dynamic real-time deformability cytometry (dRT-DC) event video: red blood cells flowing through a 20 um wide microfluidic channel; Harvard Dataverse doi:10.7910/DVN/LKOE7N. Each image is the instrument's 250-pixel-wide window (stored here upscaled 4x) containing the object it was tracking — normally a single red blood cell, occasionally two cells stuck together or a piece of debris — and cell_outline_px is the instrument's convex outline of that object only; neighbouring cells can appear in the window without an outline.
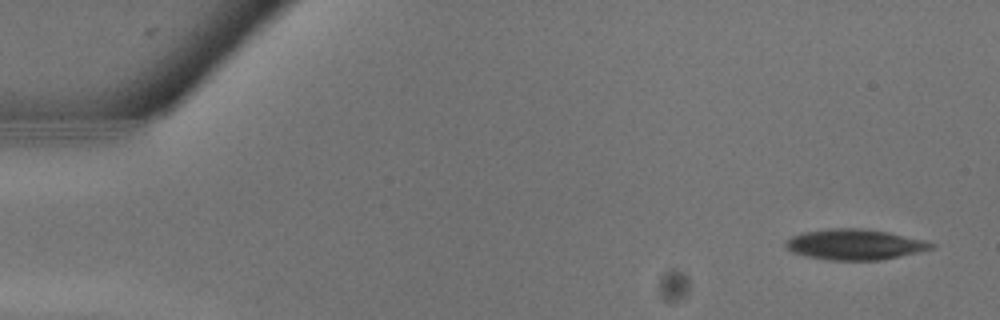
{"species": "common noctule bat (a hibernating species)", "species_latin": "Nyctalus noctula", "temperature_condition": "warm", "stored_images_in_passage": 12, "camera_frame_rate_fps": 3000, "um_per_image_px": 0.085, "animal": {"sex": "male", "body_mass_g": 13.3}, "frame": {"image": 1, "passage_image": 2, "time_ms": 0.333, "image_size_px": [1000, 320], "cell_outline_px": [[936, 248], [900, 256], [880, 260], [828, 260], [804, 256], [792, 252], [784, 244], [784, 240], [792, 236], [804, 232], [828, 228], [864, 228], [888, 232], [928, 240], [936, 244]], "centroid_in_image_um": [72.68, 20.77], "position_along_channel_um": 12.3, "area_um2": 26.3}}
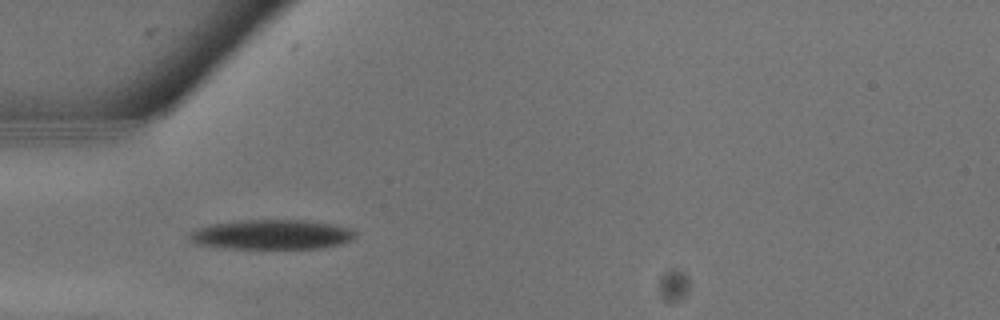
{"frame": {"image": 2, "passage_image": 9, "time_ms": 2.667, "image_size_px": [1000, 320], "cell_outline_px": [[356, 236], [352, 240], [340, 244], [320, 248], [224, 248], [192, 244], [188, 240], [188, 232], [196, 228], [212, 224], [240, 220], [304, 220], [332, 224], [352, 228], [356, 232]], "centroid_in_image_um": [23.05, 19.93], "position_along_channel_um": 62.0, "area_um2": 29.02}}
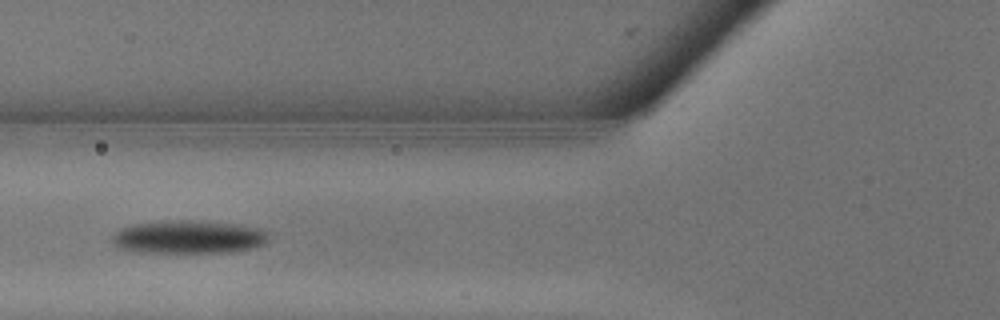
{"frame": {"image": 3, "passage_image": 11, "time_ms": 3.333, "image_size_px": [1000, 320], "cell_outline_px": [[272, 236], [264, 244], [252, 248], [228, 252], [140, 252], [116, 248], [112, 244], [112, 236], [120, 228], [136, 224], [176, 220], [192, 220], [240, 224], [264, 228], [272, 232]], "centroid_in_image_um": [16.11, 20.14], "position_along_channel_um": 109.7, "area_um2": 30.63}}